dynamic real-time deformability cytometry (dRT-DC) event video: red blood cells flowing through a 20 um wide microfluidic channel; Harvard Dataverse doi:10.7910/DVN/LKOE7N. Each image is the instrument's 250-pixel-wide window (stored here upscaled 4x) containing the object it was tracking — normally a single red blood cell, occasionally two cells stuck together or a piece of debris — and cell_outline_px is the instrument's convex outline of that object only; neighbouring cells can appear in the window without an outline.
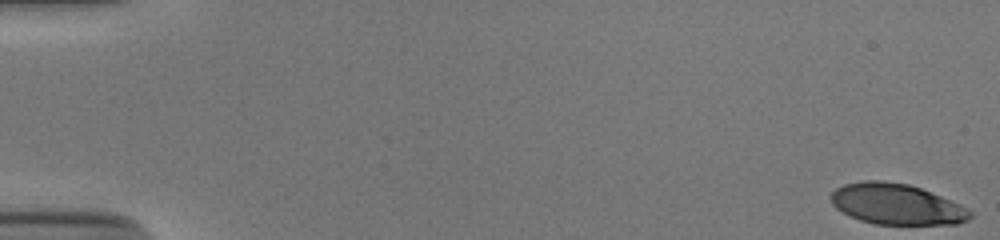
{"species": "human", "species_latin": "Homo sapiens", "temperature_condition": "cold", "stored_images_in_passage": 54, "camera_frame_rate_fps": 3000, "um_per_image_px": 0.085, "donor": {"sex": "male"}, "frame": {"image": 1, "passage_image": 1, "time_ms": 0.0, "image_size_px": [1000, 240], "cell_outline_px": [[972, 216], [968, 220], [956, 224], [876, 224], [860, 220], [836, 208], [832, 204], [832, 192], [836, 188], [844, 184], [864, 180], [880, 180], [908, 184], [920, 188], [960, 204], [972, 212]], "centroid_in_image_um": [76.21, 17.35], "position_along_channel_um": 8.8, "area_um2": 32.77}}
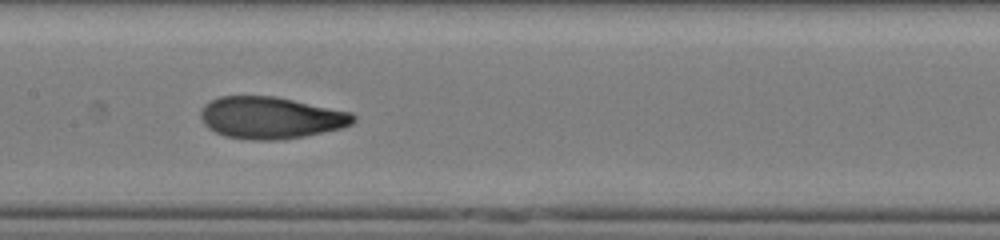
{"frame": {"image": 2, "passage_image": 28, "time_ms": 9.0, "image_size_px": [1000, 240], "cell_outline_px": [[356, 120], [352, 124], [340, 128], [304, 136], [280, 140], [252, 140], [224, 136], [208, 128], [204, 124], [200, 116], [200, 112], [204, 104], [220, 96], [276, 96], [352, 112], [356, 116]], "centroid_in_image_um": [23.01, 10.0], "position_along_channel_um": 184.4, "area_um2": 37.4}}
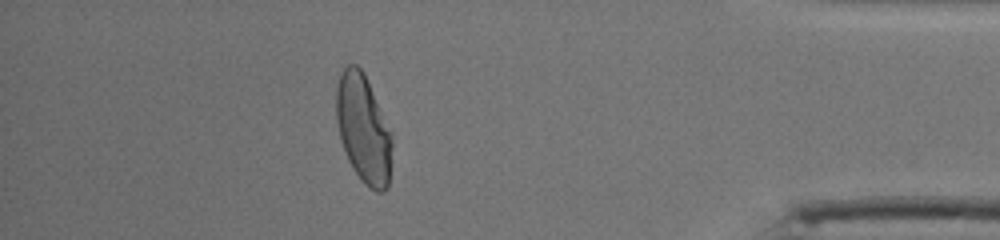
{"frame": {"image": 3, "passage_image": 48, "time_ms": 15.667, "image_size_px": [1000, 240], "cell_outline_px": [[392, 148], [388, 188], [384, 192], [376, 192], [368, 188], [364, 184], [348, 160], [340, 140], [336, 120], [336, 84], [344, 68], [348, 64], [356, 64], [364, 72], [392, 132]], "centroid_in_image_um": [30.89, 10.96], "position_along_channel_um": 404.3, "area_um2": 35.55}, "authors_computed_cell_mechanics": {"area_um2": 36.2984, "velocity_mm_per_s": 3.8682, "shape_relaxation_time_tau1_ms": 4.241, "shape_relaxation_time_tau2_ms": 0.9961, "deformation_change_tau1": 0.2267, "deformation_change_tau2": 0.0699}}